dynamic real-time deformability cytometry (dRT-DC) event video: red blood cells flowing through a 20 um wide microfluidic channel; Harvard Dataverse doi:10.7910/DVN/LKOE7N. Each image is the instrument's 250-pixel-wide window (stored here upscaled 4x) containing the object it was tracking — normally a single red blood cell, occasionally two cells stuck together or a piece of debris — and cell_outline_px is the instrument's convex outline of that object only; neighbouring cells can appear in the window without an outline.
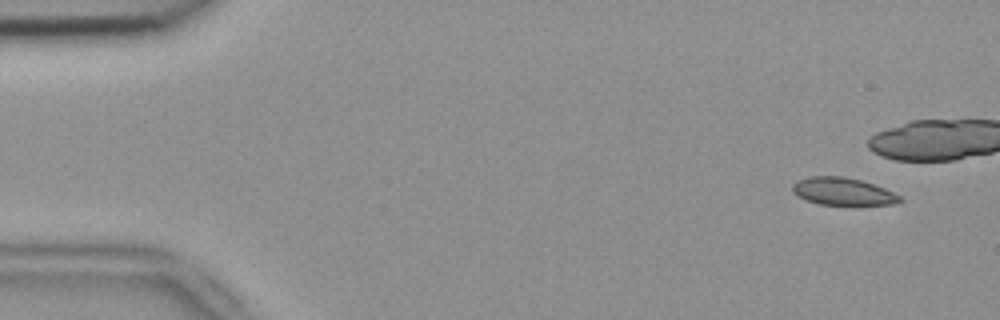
{"species": "common noctule bat (a hibernating species)", "species_latin": "Nyctalus noctula", "temperature_condition": "room temperature", "stored_images_in_passage": 42, "camera_frame_rate_fps": 3000, "um_per_image_px": 0.085, "animal": {"sex": "female", "body_mass_g": 18.4}, "frame": {"image": 1, "passage_image": 3, "time_ms": 0.667, "image_size_px": [1000, 320], "cell_outline_px": [[904, 200], [892, 204], [820, 204], [808, 200], [792, 192], [792, 184], [800, 180], [812, 176], [844, 176], [860, 180], [884, 188], [900, 196]], "centroid_in_image_um": [71.64, 16.26], "position_along_channel_um": 13.4, "area_um2": 16.76}}
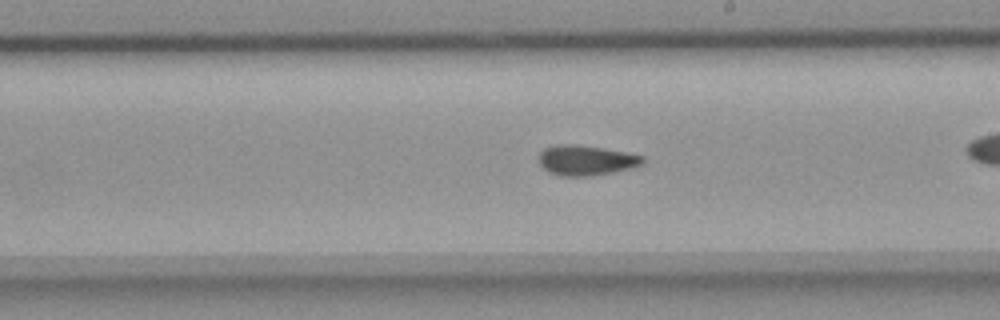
{"frame": {"image": 2, "passage_image": 30, "time_ms": 9.667, "image_size_px": [1000, 320], "cell_outline_px": [[644, 164], [632, 168], [592, 176], [560, 176], [548, 172], [540, 164], [540, 152], [544, 148], [556, 144], [576, 144], [604, 148], [628, 152], [644, 156]], "centroid_in_image_um": [49.84, 13.62], "position_along_channel_um": 239.2, "area_um2": 18.44}}
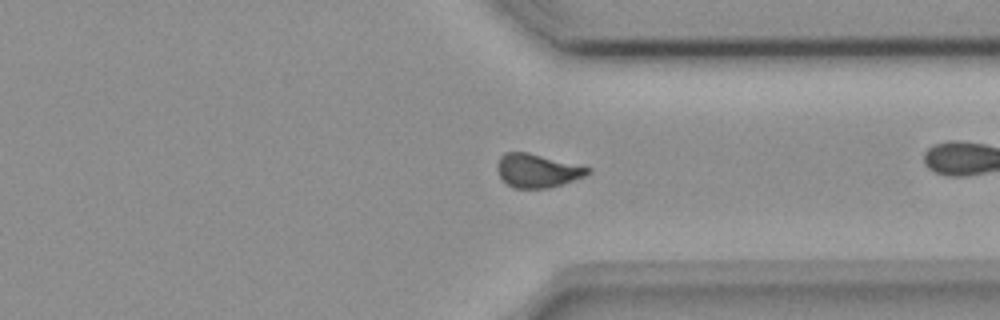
{"frame": {"image": 3, "passage_image": 40, "time_ms": 13.0, "image_size_px": [1000, 320], "cell_outline_px": [[592, 172], [584, 176], [564, 184], [548, 188], [512, 188], [500, 176], [496, 168], [496, 164], [500, 156], [504, 152], [528, 152], [592, 168]], "centroid_in_image_um": [45.67, 14.5], "position_along_channel_um": 365.7, "area_um2": 17.8}}